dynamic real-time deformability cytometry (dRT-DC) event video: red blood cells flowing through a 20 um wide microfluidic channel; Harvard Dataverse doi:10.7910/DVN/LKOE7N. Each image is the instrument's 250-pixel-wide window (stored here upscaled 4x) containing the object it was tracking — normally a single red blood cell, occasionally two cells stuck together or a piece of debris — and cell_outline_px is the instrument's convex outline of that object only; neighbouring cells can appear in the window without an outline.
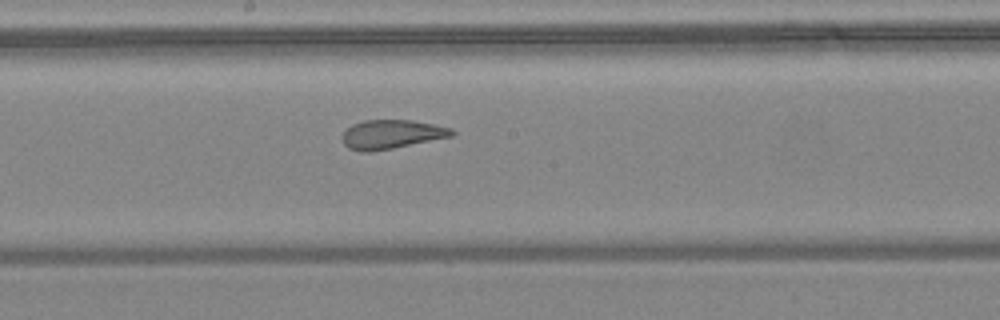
{"species": "common noctule bat (a hibernating species)", "species_latin": "Nyctalus noctula", "temperature_condition": "warm", "stored_images_in_passage": 11, "segment_of_instrument_passage": [1, 2], "camera_frame_rate_fps": 3000, "um_per_image_px": 0.085, "animal": {"sex": "female", "body_mass_g": 24.6, "forearm_length_mm": 56.2}, "frame": {"image": 1, "passage_image": 10, "time_ms": 10.667, "image_size_px": [1000, 320], "cell_outline_px": [[456, 132], [452, 136], [392, 148], [368, 152], [360, 152], [348, 148], [344, 144], [344, 132], [352, 124], [364, 120], [412, 120], [452, 128]], "centroid_in_image_um": [33.28, 11.41], "position_along_channel_um": 214.9, "area_um2": 18.26}}